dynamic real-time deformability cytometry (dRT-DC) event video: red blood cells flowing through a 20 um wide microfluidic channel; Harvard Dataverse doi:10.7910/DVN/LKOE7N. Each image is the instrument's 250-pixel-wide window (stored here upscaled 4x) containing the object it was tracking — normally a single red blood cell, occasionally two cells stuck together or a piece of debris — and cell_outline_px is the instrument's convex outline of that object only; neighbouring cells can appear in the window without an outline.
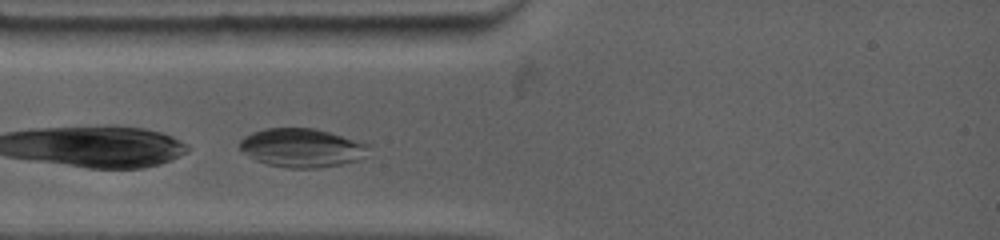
{"species": "common noctule bat (a hibernating species)", "species_latin": "Nyctalus noctula", "temperature_condition": "warm", "stored_images_in_passage": 6, "camera_frame_rate_fps": 4500, "um_per_image_px": 0.085, "animal": {"sex": "female", "body_mass_g": 19.0, "forearm_length_mm": 53.3}, "frame": {"image": 1, "passage_image": 2, "time_ms": 0.667, "image_size_px": [1000, 240], "cell_outline_px": [[372, 144], [364, 156], [356, 160], [340, 164], [316, 168], [288, 168], [268, 164], [256, 160], [240, 152], [240, 140], [244, 136], [252, 132], [264, 128], [316, 128]], "centroid_in_image_um": [25.64, 12.55], "position_along_channel_um": 59.4, "area_um2": 29.25}}
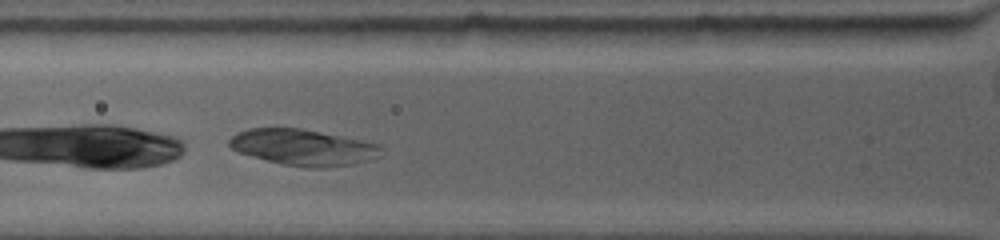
{"frame": {"image": 2, "passage_image": 4, "time_ms": 1.778, "image_size_px": [1000, 240], "cell_outline_px": [[384, 148], [380, 156], [352, 164], [328, 168], [304, 168], [284, 164], [236, 152], [228, 144], [228, 140], [236, 132], [248, 128], [300, 128], [380, 144]], "centroid_in_image_um": [25.76, 12.53], "position_along_channel_um": 100.0, "area_um2": 31.96}}